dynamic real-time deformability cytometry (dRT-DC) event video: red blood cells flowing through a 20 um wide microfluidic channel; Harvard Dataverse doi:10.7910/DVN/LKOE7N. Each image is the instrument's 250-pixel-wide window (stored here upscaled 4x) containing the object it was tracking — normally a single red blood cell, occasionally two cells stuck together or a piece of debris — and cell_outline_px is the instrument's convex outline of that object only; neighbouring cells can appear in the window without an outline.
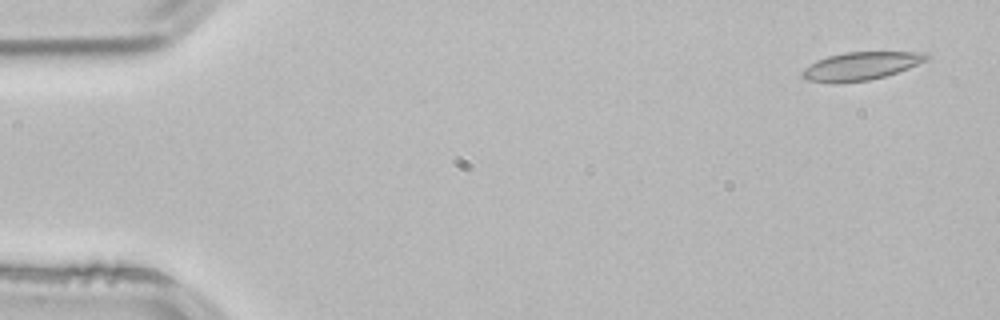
{"species": "common noctule bat (a hibernating species)", "species_latin": "Nyctalus noctula", "temperature_condition": "room temperature", "stored_images_in_passage": 4, "camera_frame_rate_fps": 3000, "um_per_image_px": 0.085, "animal": {"sex": "male", "body_mass_g": 21.5, "forearm_length_mm": 52.0}, "frame": {"image": 1, "passage_image": 1, "time_ms": 0.0, "image_size_px": [1000, 320], "cell_outline_px": [[932, 56], [928, 60], [908, 68], [884, 76], [868, 80], [840, 84], [836, 84], [808, 80], [800, 76], [800, 72], [804, 68], [816, 60], [828, 56], [844, 52], [928, 52]], "centroid_in_image_um": [73.16, 5.61], "position_along_channel_um": 11.8, "area_um2": 20.58}}
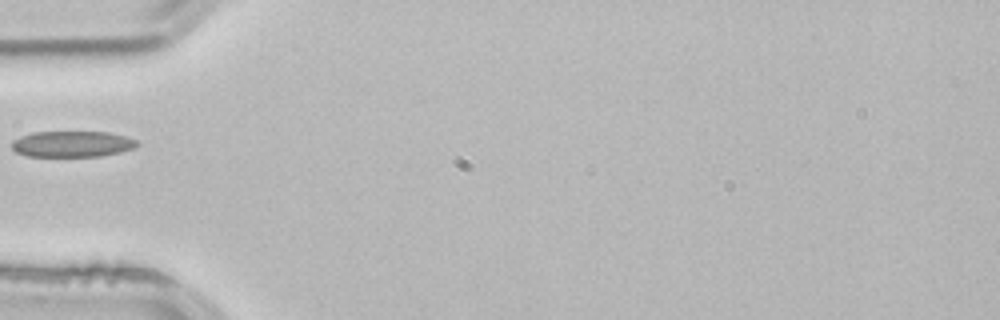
{"frame": {"image": 2, "passage_image": 4, "time_ms": 1.0, "image_size_px": [1000, 320], "cell_outline_px": [[140, 144], [132, 148], [120, 152], [100, 156], [28, 156], [16, 152], [12, 148], [12, 140], [20, 136], [32, 132], [108, 132], [124, 136], [136, 140]], "centroid_in_image_um": [6.11, 12.24], "position_along_channel_um": 78.9, "area_um2": 18.9}}